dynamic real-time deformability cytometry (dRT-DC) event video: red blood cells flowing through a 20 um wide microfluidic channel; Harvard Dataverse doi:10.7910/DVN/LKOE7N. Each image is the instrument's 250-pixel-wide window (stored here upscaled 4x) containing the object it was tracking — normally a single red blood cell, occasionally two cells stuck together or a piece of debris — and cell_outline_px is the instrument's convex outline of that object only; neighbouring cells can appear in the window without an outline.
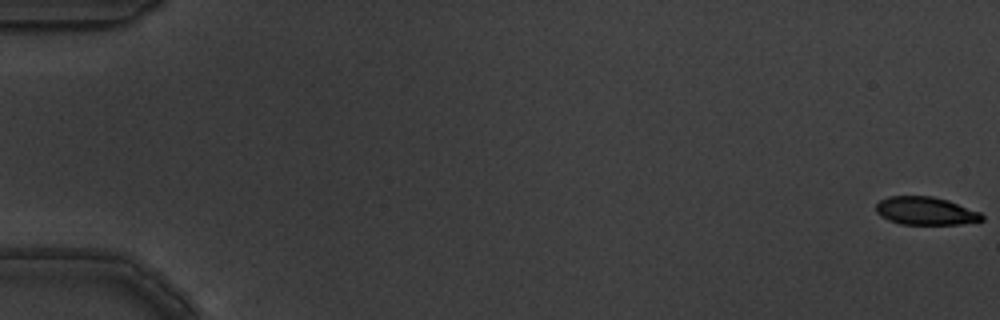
{"species": "common noctule bat (a hibernating species)", "species_latin": "Nyctalus noctula", "temperature_condition": "warm", "stored_images_in_passage": 6, "camera_frame_rate_fps": 3000, "um_per_image_px": 0.085, "animal": {"sex": "male", "body_mass_g": 19.5, "forearm_length_mm": 54.6}, "frame": {"image": 1, "passage_image": 1, "time_ms": 0.0, "image_size_px": [1000, 320], "cell_outline_px": [[984, 220], [960, 224], [900, 224], [888, 220], [880, 216], [876, 212], [876, 204], [880, 200], [888, 196], [932, 196], [948, 200], [980, 212], [984, 216]], "centroid_in_image_um": [78.66, 17.93], "position_along_channel_um": 6.3, "area_um2": 17.34}}
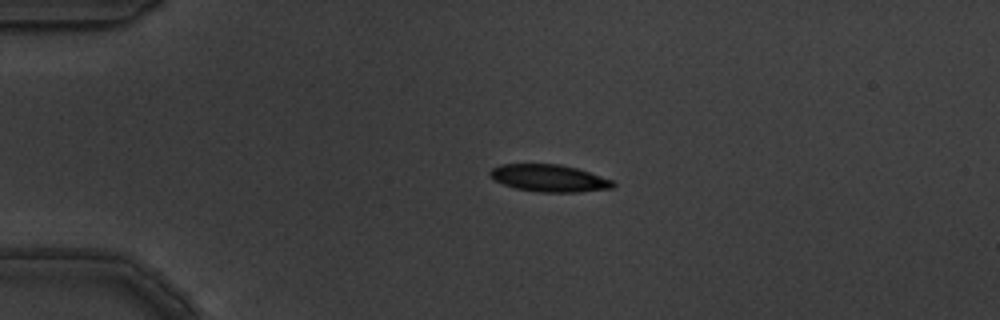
{"frame": {"image": 2, "passage_image": 5, "time_ms": 1.333, "image_size_px": [1000, 320], "cell_outline_px": [[616, 184], [612, 188], [580, 192], [540, 192], [516, 188], [492, 180], [488, 176], [488, 172], [492, 168], [500, 164], [560, 164], [576, 168], [612, 180]], "centroid_in_image_um": [46.63, 15.14], "position_along_channel_um": 38.4, "area_um2": 19.48}}